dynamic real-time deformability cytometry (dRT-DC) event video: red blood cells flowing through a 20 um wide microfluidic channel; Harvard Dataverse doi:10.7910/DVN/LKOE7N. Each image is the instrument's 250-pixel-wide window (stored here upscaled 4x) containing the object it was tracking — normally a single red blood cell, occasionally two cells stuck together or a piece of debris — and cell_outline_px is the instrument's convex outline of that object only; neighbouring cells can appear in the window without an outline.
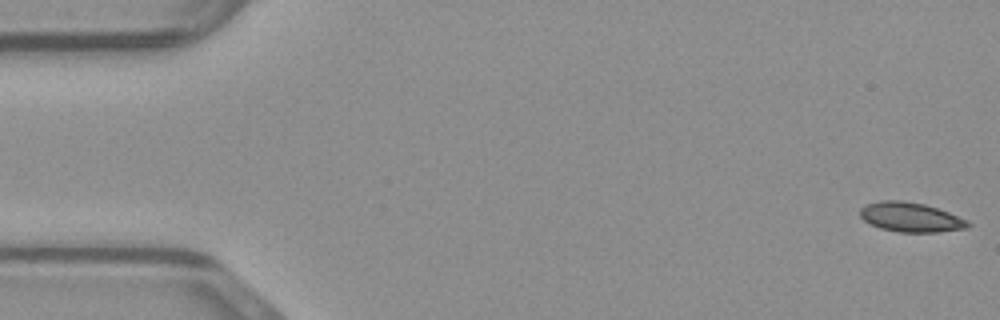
{"species": "common noctule bat (a hibernating species)", "species_latin": "Nyctalus noctula", "temperature_condition": "warm", "stored_images_in_passage": 48, "camera_frame_rate_fps": 3000, "um_per_image_px": 0.085, "animal": {"sex": "male", "body_mass_g": 23.1, "forearm_length_mm": 52.7}, "frame": {"image": 1, "passage_image": 1, "time_ms": 0.0, "image_size_px": [1000, 320], "cell_outline_px": [[972, 224], [968, 228], [936, 232], [900, 232], [880, 228], [864, 220], [860, 216], [860, 208], [868, 204], [880, 200], [900, 200], [924, 204], [948, 212], [968, 220]], "centroid_in_image_um": [77.43, 18.46], "position_along_channel_um": 7.6, "area_um2": 18.44}}
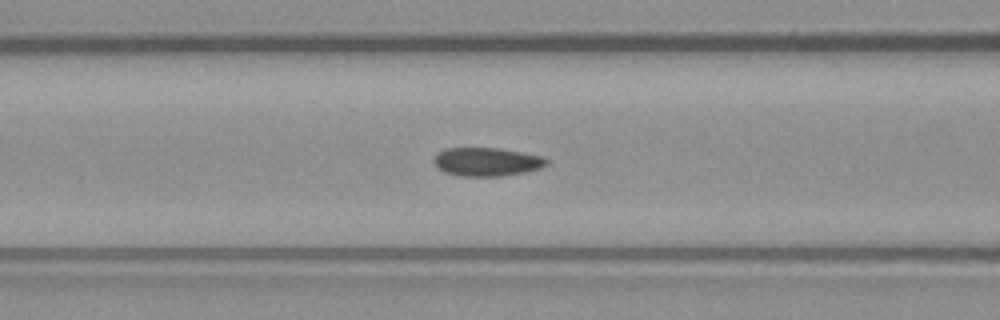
{"frame": {"image": 2, "passage_image": 19, "time_ms": 6.0, "image_size_px": [1000, 320], "cell_outline_px": [[548, 164], [540, 168], [524, 172], [500, 176], [460, 176], [444, 172], [436, 168], [432, 160], [436, 152], [444, 148], [496, 148], [520, 152], [540, 156], [548, 160]], "centroid_in_image_um": [41.29, 13.75], "position_along_channel_um": 125.3, "area_um2": 18.79}}
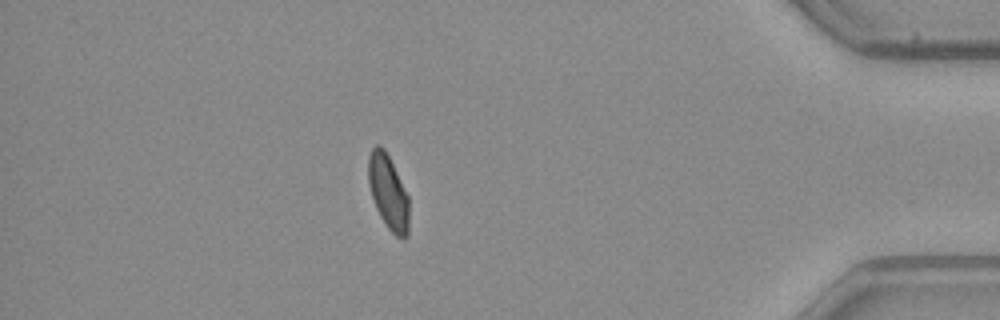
{"frame": {"image": 3, "passage_image": 42, "time_ms": 13.667, "image_size_px": [1000, 320], "cell_outline_px": [[408, 236], [396, 236], [388, 228], [380, 216], [376, 208], [372, 196], [368, 180], [368, 156], [372, 148], [376, 144], [380, 144], [384, 148], [408, 196]], "centroid_in_image_um": [32.98, 16.3], "position_along_channel_um": 402.2, "area_um2": 17.28}}